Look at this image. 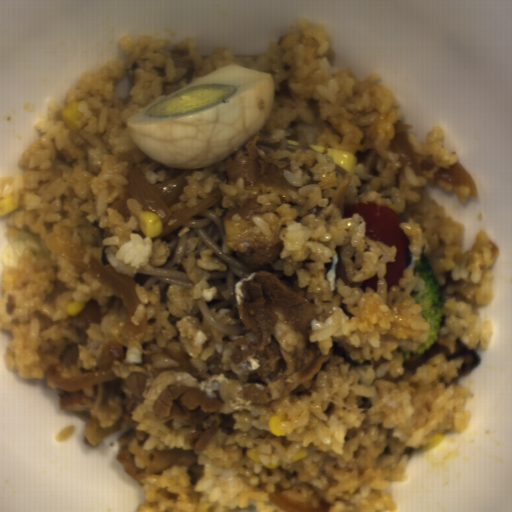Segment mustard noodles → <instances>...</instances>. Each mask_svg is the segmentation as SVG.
<instances>
[{"instance_id":"0af2e427","label":"mustard noodles","mask_w":512,"mask_h":512,"mask_svg":"<svg viewBox=\"0 0 512 512\" xmlns=\"http://www.w3.org/2000/svg\"><path fill=\"white\" fill-rule=\"evenodd\" d=\"M227 211L217 202L162 237L168 245V258L160 266L141 268L131 279L134 284L147 289L157 285L159 298L165 297L166 286L178 285L190 289L192 283L184 270L183 257L186 253V239H197L192 251L194 256H199L200 251H214L224 264V270H210L207 282L216 290L211 301L197 299L195 303L208 324L221 333L233 336L253 331L239 319L222 318L232 311L237 301L236 283L253 272L226 241L224 215Z\"/></svg>"},{"instance_id":"66139170","label":"mustard noodles","mask_w":512,"mask_h":512,"mask_svg":"<svg viewBox=\"0 0 512 512\" xmlns=\"http://www.w3.org/2000/svg\"><path fill=\"white\" fill-rule=\"evenodd\" d=\"M268 273L274 276L277 280H279L286 287L297 293L301 296L303 290L298 286L296 281L289 275L278 270L273 269L272 264L266 268Z\"/></svg>"},{"instance_id":"964a15a8","label":"mustard noodles","mask_w":512,"mask_h":512,"mask_svg":"<svg viewBox=\"0 0 512 512\" xmlns=\"http://www.w3.org/2000/svg\"><path fill=\"white\" fill-rule=\"evenodd\" d=\"M357 165L362 163L364 169L370 174L379 176L378 171L375 169L377 162L380 158L378 152L375 149H369L363 153L359 150L355 153Z\"/></svg>"},{"instance_id":"7f7daa86","label":"mustard noodles","mask_w":512,"mask_h":512,"mask_svg":"<svg viewBox=\"0 0 512 512\" xmlns=\"http://www.w3.org/2000/svg\"><path fill=\"white\" fill-rule=\"evenodd\" d=\"M299 141H292L288 139H282L278 143H273L278 150H290L293 153L297 149H302L304 152L305 150H312L311 142L308 141L305 134L302 132V130H298L295 132Z\"/></svg>"}]
</instances>
